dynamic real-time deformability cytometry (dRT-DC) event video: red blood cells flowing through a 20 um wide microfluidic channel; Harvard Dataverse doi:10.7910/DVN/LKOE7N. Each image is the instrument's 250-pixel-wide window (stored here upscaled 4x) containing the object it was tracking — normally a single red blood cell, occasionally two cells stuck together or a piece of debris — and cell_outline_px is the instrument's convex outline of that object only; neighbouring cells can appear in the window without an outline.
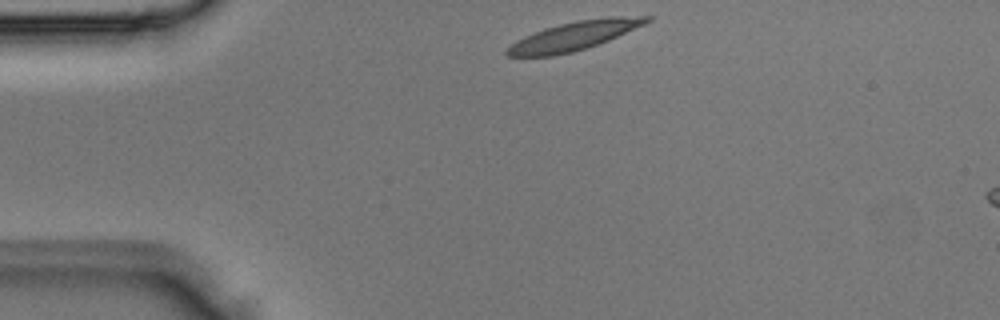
{"species": "Egyptian fruit bat (a non-hibernating species)", "species_latin": "Rousettus aegyptiacus", "temperature_condition": "room temperature", "stored_images_in_passage": 3, "camera_frame_rate_fps": 3000, "um_per_image_px": 0.085, "animal": {"sex": "male"}, "frame": {"image": 1, "passage_image": 1, "time_ms": 0.0, "image_size_px": [1000, 320], "cell_outline_px": [[652, 20], [644, 24], [608, 40], [572, 52], [552, 56], [508, 56], [504, 52], [516, 40], [524, 36], [544, 28], [576, 20], [608, 16], [652, 16]], "centroid_in_image_um": [48.79, 3.03], "position_along_channel_um": 36.2, "area_um2": 23.12}}
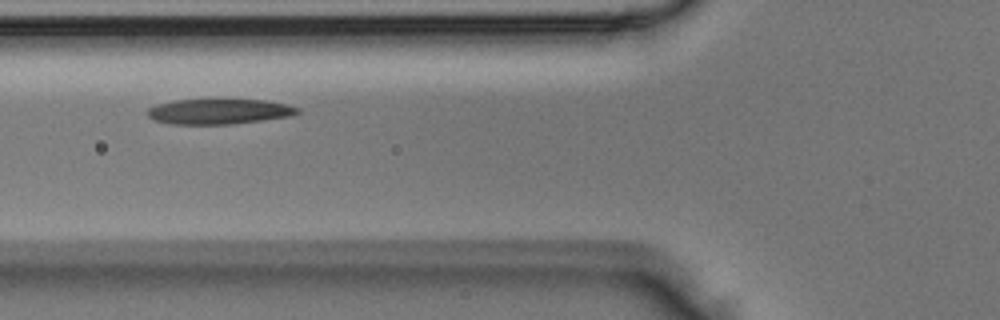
{"frame": {"image": 2, "passage_image": 3, "time_ms": 0.667, "image_size_px": [1000, 320], "cell_outline_px": [[300, 112], [292, 116], [232, 124], [172, 124], [156, 120], [148, 116], [148, 108], [156, 104], [172, 100], [208, 96], [264, 100], [288, 104], [300, 108]], "centroid_in_image_um": [18.62, 9.41], "position_along_channel_um": 107.2, "area_um2": 23.35}}